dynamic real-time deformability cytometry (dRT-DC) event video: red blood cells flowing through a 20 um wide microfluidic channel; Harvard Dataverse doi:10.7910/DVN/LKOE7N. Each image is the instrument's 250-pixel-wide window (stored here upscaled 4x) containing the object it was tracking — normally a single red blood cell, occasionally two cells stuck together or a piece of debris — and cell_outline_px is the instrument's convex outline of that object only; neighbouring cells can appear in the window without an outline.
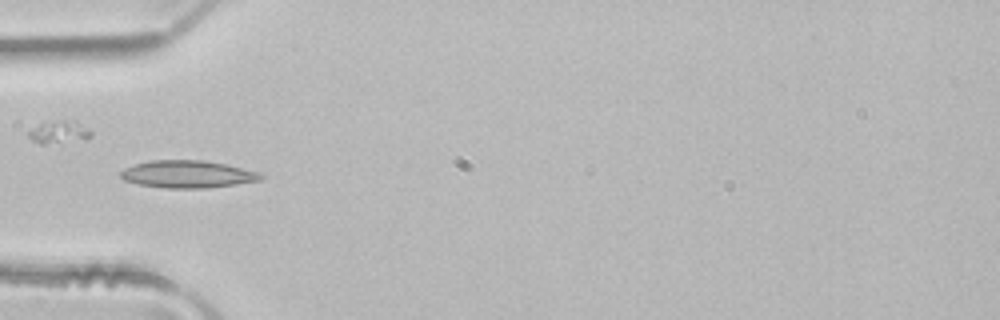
{"species": "common noctule bat (a hibernating species)", "species_latin": "Nyctalus noctula", "temperature_condition": "room temperature", "stored_images_in_passage": 4, "camera_frame_rate_fps": 3000, "um_per_image_px": 0.085, "animal": {"sex": "male", "body_mass_g": 21.5, "forearm_length_mm": 52.0}, "frame": {"image": 1, "passage_image": 4, "time_ms": 1.0, "image_size_px": [1000, 320], "cell_outline_px": [[264, 176], [260, 180], [236, 184], [208, 188], [164, 188], [140, 184], [124, 180], [120, 176], [120, 172], [124, 168], [136, 164], [152, 160], [204, 160], [224, 164], [260, 172]], "centroid_in_image_um": [15.95, 14.81], "position_along_channel_um": 69.1, "area_um2": 22.25}}